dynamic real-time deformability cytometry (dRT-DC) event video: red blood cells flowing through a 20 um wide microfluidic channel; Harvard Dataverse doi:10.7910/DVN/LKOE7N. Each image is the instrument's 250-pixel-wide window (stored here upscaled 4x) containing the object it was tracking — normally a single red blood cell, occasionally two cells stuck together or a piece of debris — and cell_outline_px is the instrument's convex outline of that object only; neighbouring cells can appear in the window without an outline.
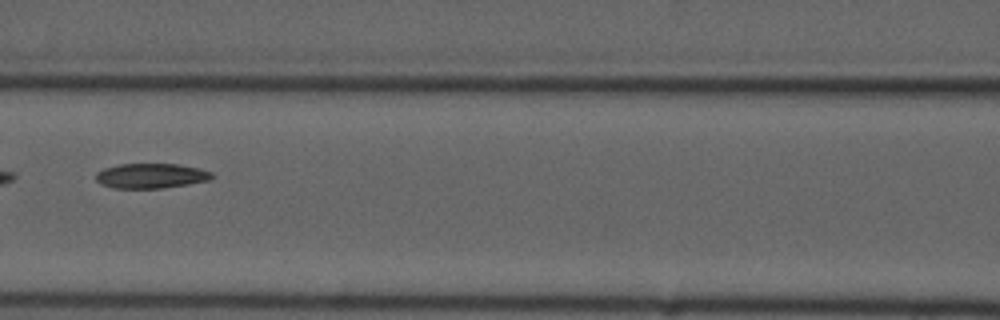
{"species": "common noctule bat (a hibernating species)", "species_latin": "Nyctalus noctula", "temperature_condition": "cold", "stored_images_in_passage": 3, "camera_frame_rate_fps": 3000, "um_per_image_px": 0.085, "animal": {"sex": "male", "forearm_length_mm": 52.5}, "frame": {"image": 1, "passage_image": 3, "time_ms": 2.333, "image_size_px": [1000, 320], "cell_outline_px": [[216, 176], [208, 180], [188, 184], [164, 188], [112, 188], [100, 184], [96, 180], [96, 172], [104, 168], [120, 164], [176, 164], [200, 168], [212, 172]], "centroid_in_image_um": [12.84, 14.95], "position_along_channel_um": 153.8, "area_um2": 16.94}}